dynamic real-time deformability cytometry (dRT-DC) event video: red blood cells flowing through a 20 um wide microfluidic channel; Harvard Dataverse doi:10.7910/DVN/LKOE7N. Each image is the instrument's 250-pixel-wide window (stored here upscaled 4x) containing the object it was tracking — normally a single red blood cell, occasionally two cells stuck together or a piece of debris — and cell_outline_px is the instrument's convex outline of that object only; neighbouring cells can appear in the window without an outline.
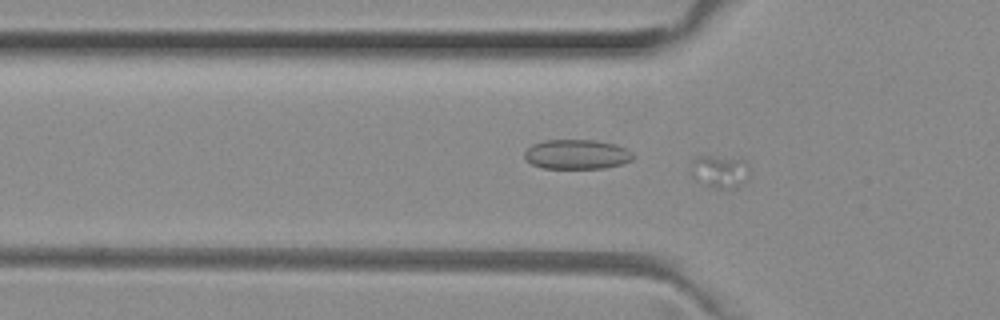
{"species": "common noctule bat (a hibernating species)", "species_latin": "Nyctalus noctula", "temperature_condition": "room temperature", "stored_images_in_passage": 26, "camera_frame_rate_fps": 3000, "um_per_image_px": 0.085, "animal": {"sex": "female", "body_mass_g": 29.2, "forearm_length_mm": 56.3}, "frame": {"image": 1, "passage_image": 20, "time_ms": 6.333, "image_size_px": [1000, 320], "cell_outline_px": [[748, 180], [740, 188], [712, 188], [696, 180], [692, 176], [692, 160], [696, 156], [712, 156], [748, 160]], "centroid_in_image_um": [61.23, 14.59], "position_along_channel_um": 64.6, "area_um2": 11.39}}